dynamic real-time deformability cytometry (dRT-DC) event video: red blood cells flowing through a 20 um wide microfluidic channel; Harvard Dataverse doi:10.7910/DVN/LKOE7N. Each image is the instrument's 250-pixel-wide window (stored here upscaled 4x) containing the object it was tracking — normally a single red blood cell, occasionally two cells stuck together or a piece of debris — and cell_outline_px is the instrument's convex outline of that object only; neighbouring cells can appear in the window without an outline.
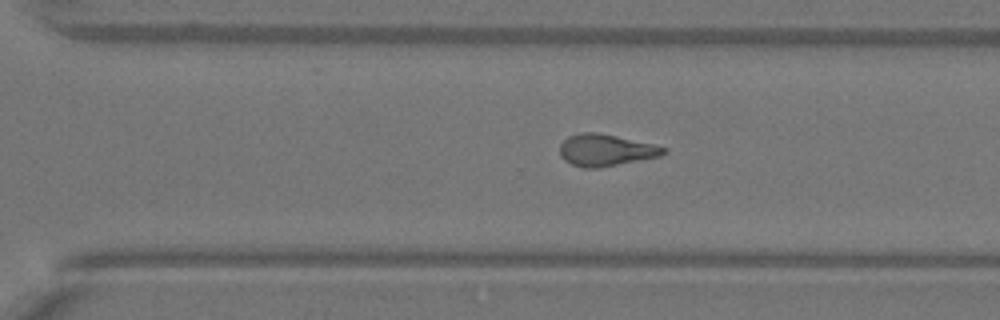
{"species": "Egyptian fruit bat (a non-hibernating species)", "species_latin": "Rousettus aegyptiacus", "temperature_condition": "warm", "stored_images_in_passage": 41, "camera_frame_rate_fps": 3000, "um_per_image_px": 0.085, "animal": {"sex": "female"}, "frame": {"image": 1, "passage_image": 35, "time_ms": 11.333, "image_size_px": [1000, 320], "cell_outline_px": [[668, 148], [660, 156], [600, 168], [584, 168], [572, 164], [564, 160], [560, 156], [560, 144], [568, 136], [580, 132], [596, 132], [616, 136], [652, 144]], "centroid_in_image_um": [51.45, 12.76], "position_along_channel_um": 319.2, "area_um2": 19.13}}